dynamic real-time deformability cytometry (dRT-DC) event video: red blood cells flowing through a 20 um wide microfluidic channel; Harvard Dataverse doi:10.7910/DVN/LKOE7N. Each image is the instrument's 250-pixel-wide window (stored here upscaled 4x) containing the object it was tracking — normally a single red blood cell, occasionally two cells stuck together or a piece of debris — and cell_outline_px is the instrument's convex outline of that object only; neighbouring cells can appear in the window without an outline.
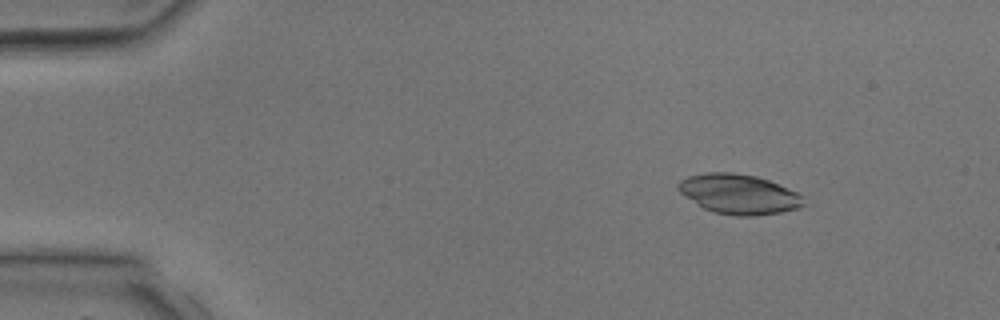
{"species": "common noctule bat (a hibernating species)", "species_latin": "Nyctalus noctula", "temperature_condition": "room temperature", "stored_images_in_passage": 3, "camera_frame_rate_fps": 3000, "um_per_image_px": 0.085, "animal": {"sex": "male", "body_mass_g": 17.9, "forearm_length_mm": 54.2}, "frame": {"image": 1, "passage_image": 1, "time_ms": 0.0, "image_size_px": [1000, 320], "cell_outline_px": [[808, 204], [796, 208], [780, 212], [756, 216], [736, 216], [716, 212], [704, 208], [680, 192], [676, 188], [676, 184], [680, 180], [688, 176], [708, 172], [732, 172], [756, 176], [768, 180], [796, 192]], "centroid_in_image_um": [62.79, 16.49], "position_along_channel_um": 22.2, "area_um2": 28.84}}
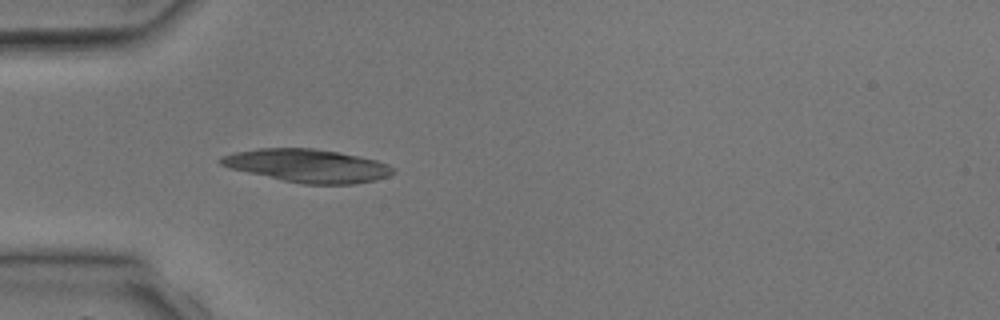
{"frame": {"image": 2, "passage_image": 3, "time_ms": 2.333, "image_size_px": [1000, 320], "cell_outline_px": [[396, 172], [388, 176], [376, 180], [352, 184], [300, 184], [228, 168], [220, 164], [216, 160], [220, 156], [232, 152], [260, 148], [312, 148], [340, 152], [360, 156], [376, 160], [388, 164], [396, 168]], "centroid_in_image_um": [26.12, 14.08], "position_along_channel_um": 58.9, "area_um2": 33.64}}